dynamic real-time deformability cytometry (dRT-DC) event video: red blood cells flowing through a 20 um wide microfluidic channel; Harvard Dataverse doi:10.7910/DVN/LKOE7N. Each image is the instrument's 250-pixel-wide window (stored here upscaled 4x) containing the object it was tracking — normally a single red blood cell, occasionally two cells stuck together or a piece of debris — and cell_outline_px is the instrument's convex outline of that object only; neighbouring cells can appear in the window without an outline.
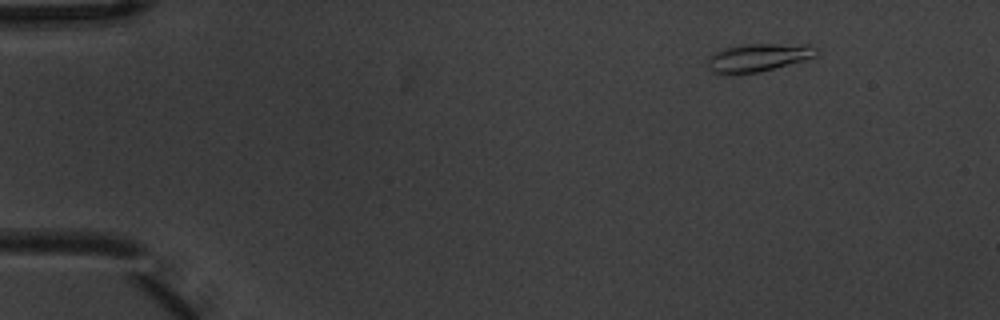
{"species": "common noctule bat (a hibernating species)", "species_latin": "Nyctalus noctula", "temperature_condition": "warm", "stored_images_in_passage": 3, "camera_frame_rate_fps": 3000, "um_per_image_px": 0.085, "animal": {"sex": "male", "body_mass_g": 20.1, "forearm_length_mm": 53.5}, "frame": {"image": 1, "passage_image": 1, "time_ms": 0.0, "image_size_px": [1000, 320], "cell_outline_px": [[820, 52], [816, 56], [804, 60], [760, 72], [712, 72], [708, 68], [708, 60], [712, 52], [724, 48], [748, 44], [812, 44], [820, 48]], "centroid_in_image_um": [64.55, 4.85], "position_along_channel_um": 20.5, "area_um2": 17.63}}